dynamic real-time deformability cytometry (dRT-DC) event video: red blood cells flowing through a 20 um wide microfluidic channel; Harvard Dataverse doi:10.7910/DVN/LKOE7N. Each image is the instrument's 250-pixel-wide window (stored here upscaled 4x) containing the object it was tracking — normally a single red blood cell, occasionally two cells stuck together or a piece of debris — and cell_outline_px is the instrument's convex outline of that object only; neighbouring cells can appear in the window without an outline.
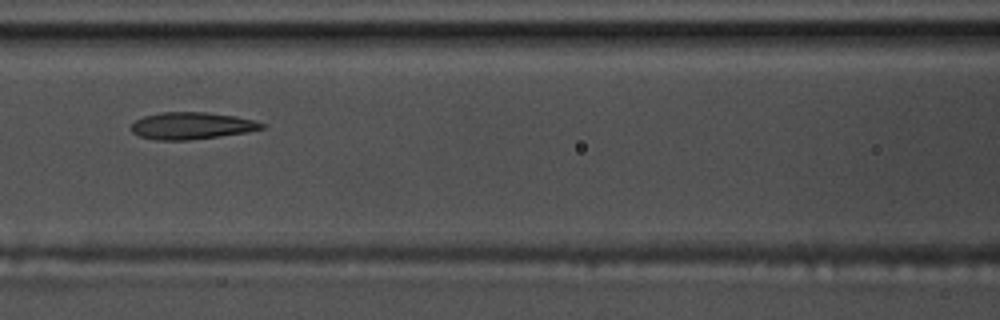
{"species": "common noctule bat (a hibernating species)", "species_latin": "Nyctalus noctula", "temperature_condition": "warm", "stored_images_in_passage": 42, "camera_frame_rate_fps": 3000, "um_per_image_px": 0.085, "animal": {"sex": "male", "body_mass_g": 17.5, "forearm_length_mm": 52.3}, "frame": {"image": 1, "passage_image": 17, "time_ms": 5.333, "image_size_px": [1000, 320], "cell_outline_px": [[264, 128], [244, 132], [188, 140], [156, 140], [140, 136], [132, 132], [132, 124], [136, 120], [144, 116], [160, 112], [204, 112], [236, 116], [256, 120], [264, 124]], "centroid_in_image_um": [16.27, 10.68], "position_along_channel_um": 150.3, "area_um2": 20.29}}
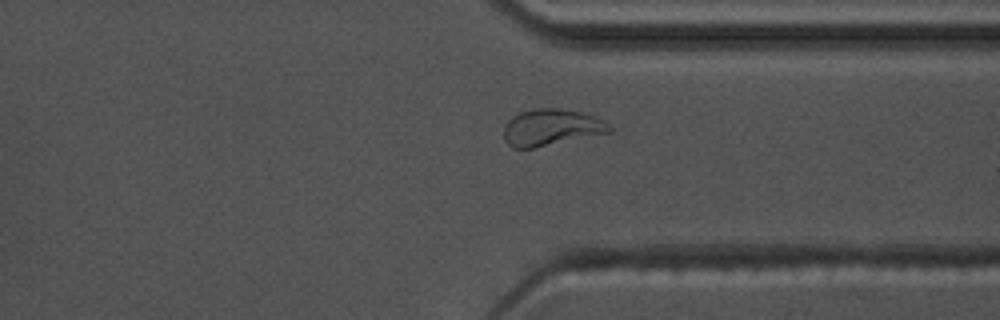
{"frame": {"image": 2, "passage_image": 35, "time_ms": 11.333, "image_size_px": [1000, 320], "cell_outline_px": [[612, 132], [532, 148], [512, 148], [504, 140], [504, 128], [508, 120], [512, 116], [520, 112], [536, 108], [560, 108], [580, 112], [604, 120], [612, 128]], "centroid_in_image_um": [46.84, 10.83], "position_along_channel_um": 364.6, "area_um2": 22.43}}
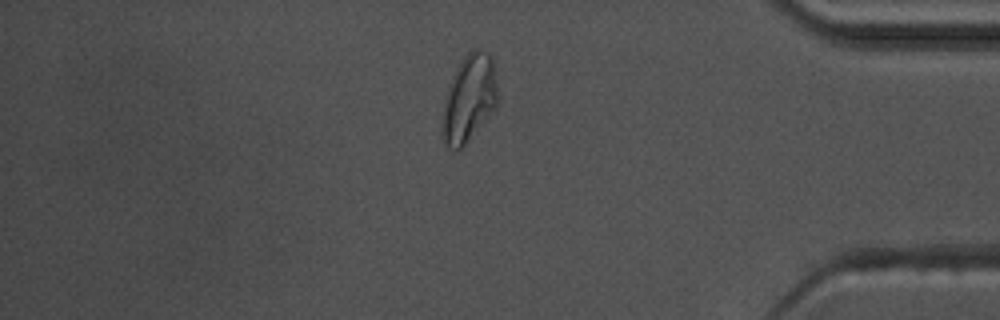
{"frame": {"image": 3, "passage_image": 40, "time_ms": 13.0, "image_size_px": [1000, 320], "cell_outline_px": [[496, 108], [464, 144], [460, 148], [448, 148], [440, 136], [440, 128], [444, 104], [448, 88], [456, 68], [460, 60], [472, 48], [480, 48], [488, 52], [492, 56], [496, 64]], "centroid_in_image_um": [39.86, 8.31], "position_along_channel_um": 395.3, "area_um2": 28.26}}